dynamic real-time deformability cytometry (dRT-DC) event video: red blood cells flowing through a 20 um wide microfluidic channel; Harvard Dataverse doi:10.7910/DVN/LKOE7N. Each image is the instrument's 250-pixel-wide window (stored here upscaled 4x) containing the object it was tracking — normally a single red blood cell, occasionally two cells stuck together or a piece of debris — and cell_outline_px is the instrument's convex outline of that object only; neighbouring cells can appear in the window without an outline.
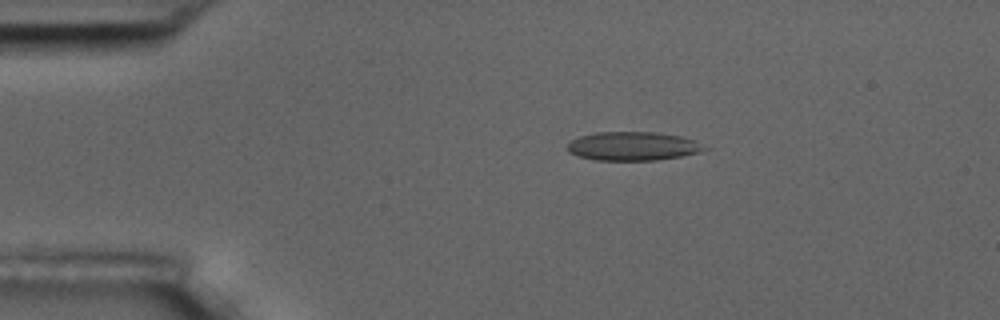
{"species": "common noctule bat (a hibernating species)", "species_latin": "Nyctalus noctula", "temperature_condition": "room temperature", "stored_images_in_passage": 10, "camera_frame_rate_fps": 3000, "um_per_image_px": 0.085, "animal": {"sex": "male", "body_mass_g": 17.5, "forearm_length_mm": 52.3}, "frame": {"image": 1, "passage_image": 4, "time_ms": 3.333, "image_size_px": [1000, 320], "cell_outline_px": [[712, 148], [700, 152], [680, 156], [656, 160], [596, 160], [580, 156], [568, 152], [568, 144], [572, 140], [580, 136], [596, 132], [656, 132], [680, 136], [696, 140]], "centroid_in_image_um": [53.86, 12.42], "position_along_channel_um": 31.1, "area_um2": 23.0}}
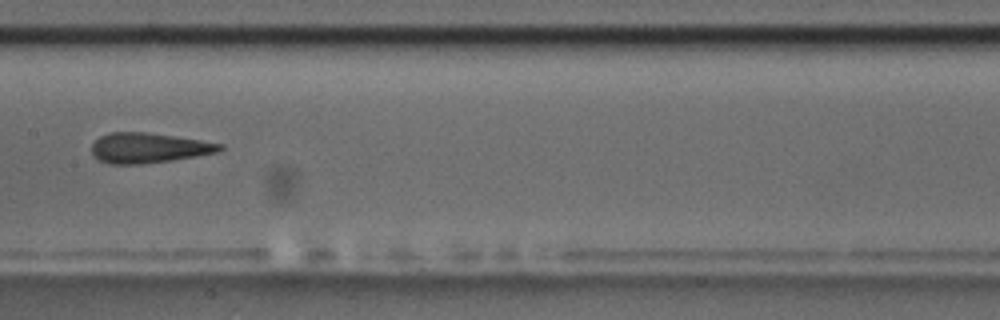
{"frame": {"image": 2, "passage_image": 9, "time_ms": 9.333, "image_size_px": [1000, 320], "cell_outline_px": [[224, 148], [216, 152], [196, 156], [172, 160], [140, 164], [108, 164], [92, 156], [92, 144], [100, 136], [108, 132], [144, 132], [200, 140], [224, 144]], "centroid_in_image_um": [12.59, 12.57], "position_along_channel_um": 194.8, "area_um2": 22.37}}
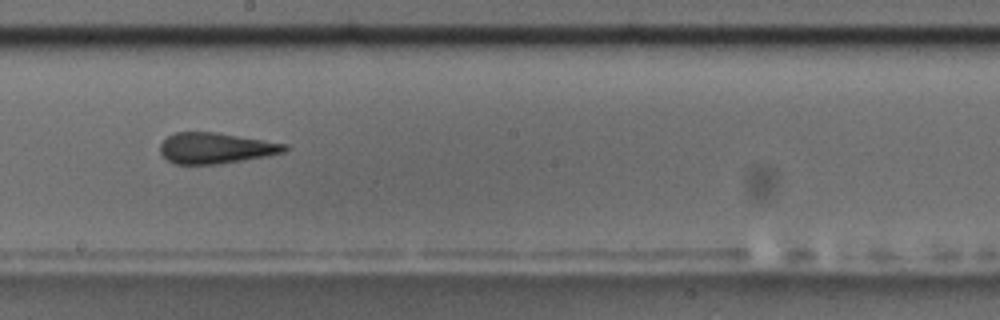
{"frame": {"image": 3, "passage_image": 10, "time_ms": 10.333, "image_size_px": [1000, 320], "cell_outline_px": [[292, 148], [284, 152], [268, 156], [220, 164], [176, 164], [168, 160], [160, 152], [160, 144], [168, 136], [176, 132], [216, 132], [288, 144]], "centroid_in_image_um": [18.38, 12.59], "position_along_channel_um": 229.8, "area_um2": 22.48}}